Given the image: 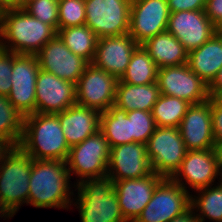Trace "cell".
Returning <instances> with one entry per match:
<instances>
[{
	"label": "cell",
	"instance_id": "cell-1",
	"mask_svg": "<svg viewBox=\"0 0 222 222\" xmlns=\"http://www.w3.org/2000/svg\"><path fill=\"white\" fill-rule=\"evenodd\" d=\"M71 176L66 161L32 159L27 205L35 208L71 209L74 200L71 188L76 186L70 183Z\"/></svg>",
	"mask_w": 222,
	"mask_h": 222
},
{
	"label": "cell",
	"instance_id": "cell-2",
	"mask_svg": "<svg viewBox=\"0 0 222 222\" xmlns=\"http://www.w3.org/2000/svg\"><path fill=\"white\" fill-rule=\"evenodd\" d=\"M57 32L23 8L0 11V47L17 54L36 55Z\"/></svg>",
	"mask_w": 222,
	"mask_h": 222
},
{
	"label": "cell",
	"instance_id": "cell-3",
	"mask_svg": "<svg viewBox=\"0 0 222 222\" xmlns=\"http://www.w3.org/2000/svg\"><path fill=\"white\" fill-rule=\"evenodd\" d=\"M18 146L35 160L66 161L70 150L57 114L51 113L25 116Z\"/></svg>",
	"mask_w": 222,
	"mask_h": 222
},
{
	"label": "cell",
	"instance_id": "cell-4",
	"mask_svg": "<svg viewBox=\"0 0 222 222\" xmlns=\"http://www.w3.org/2000/svg\"><path fill=\"white\" fill-rule=\"evenodd\" d=\"M115 181L108 176L85 179L75 186L77 197L74 196L71 206H75L81 222H127L120 210Z\"/></svg>",
	"mask_w": 222,
	"mask_h": 222
},
{
	"label": "cell",
	"instance_id": "cell-5",
	"mask_svg": "<svg viewBox=\"0 0 222 222\" xmlns=\"http://www.w3.org/2000/svg\"><path fill=\"white\" fill-rule=\"evenodd\" d=\"M31 171L32 158L19 146L0 148V201L13 216L28 204Z\"/></svg>",
	"mask_w": 222,
	"mask_h": 222
},
{
	"label": "cell",
	"instance_id": "cell-6",
	"mask_svg": "<svg viewBox=\"0 0 222 222\" xmlns=\"http://www.w3.org/2000/svg\"><path fill=\"white\" fill-rule=\"evenodd\" d=\"M110 150L109 142L100 130L71 147L66 165L70 175L79 177L74 184L85 179L107 176Z\"/></svg>",
	"mask_w": 222,
	"mask_h": 222
},
{
	"label": "cell",
	"instance_id": "cell-7",
	"mask_svg": "<svg viewBox=\"0 0 222 222\" xmlns=\"http://www.w3.org/2000/svg\"><path fill=\"white\" fill-rule=\"evenodd\" d=\"M132 0H85L87 25L98 38L129 34Z\"/></svg>",
	"mask_w": 222,
	"mask_h": 222
},
{
	"label": "cell",
	"instance_id": "cell-8",
	"mask_svg": "<svg viewBox=\"0 0 222 222\" xmlns=\"http://www.w3.org/2000/svg\"><path fill=\"white\" fill-rule=\"evenodd\" d=\"M146 145L153 172L166 178L180 167L187 152L176 127H156Z\"/></svg>",
	"mask_w": 222,
	"mask_h": 222
},
{
	"label": "cell",
	"instance_id": "cell-9",
	"mask_svg": "<svg viewBox=\"0 0 222 222\" xmlns=\"http://www.w3.org/2000/svg\"><path fill=\"white\" fill-rule=\"evenodd\" d=\"M170 178L188 192L214 185L216 178L222 180L216 148L187 151L180 167Z\"/></svg>",
	"mask_w": 222,
	"mask_h": 222
},
{
	"label": "cell",
	"instance_id": "cell-10",
	"mask_svg": "<svg viewBox=\"0 0 222 222\" xmlns=\"http://www.w3.org/2000/svg\"><path fill=\"white\" fill-rule=\"evenodd\" d=\"M190 193L171 178L164 177L155 187L152 199L134 222H169L190 207Z\"/></svg>",
	"mask_w": 222,
	"mask_h": 222
},
{
	"label": "cell",
	"instance_id": "cell-11",
	"mask_svg": "<svg viewBox=\"0 0 222 222\" xmlns=\"http://www.w3.org/2000/svg\"><path fill=\"white\" fill-rule=\"evenodd\" d=\"M39 70L40 65L36 55L14 53L12 88L8 100L24 117L35 113V89Z\"/></svg>",
	"mask_w": 222,
	"mask_h": 222
},
{
	"label": "cell",
	"instance_id": "cell-12",
	"mask_svg": "<svg viewBox=\"0 0 222 222\" xmlns=\"http://www.w3.org/2000/svg\"><path fill=\"white\" fill-rule=\"evenodd\" d=\"M117 81L115 76L88 63L76 83V104L100 113L107 111L114 105Z\"/></svg>",
	"mask_w": 222,
	"mask_h": 222
},
{
	"label": "cell",
	"instance_id": "cell-13",
	"mask_svg": "<svg viewBox=\"0 0 222 222\" xmlns=\"http://www.w3.org/2000/svg\"><path fill=\"white\" fill-rule=\"evenodd\" d=\"M157 83L160 94L178 97L191 104L210 99L206 84L187 63L158 69Z\"/></svg>",
	"mask_w": 222,
	"mask_h": 222
},
{
	"label": "cell",
	"instance_id": "cell-14",
	"mask_svg": "<svg viewBox=\"0 0 222 222\" xmlns=\"http://www.w3.org/2000/svg\"><path fill=\"white\" fill-rule=\"evenodd\" d=\"M169 16L167 0H132L129 35L141 45L167 31Z\"/></svg>",
	"mask_w": 222,
	"mask_h": 222
},
{
	"label": "cell",
	"instance_id": "cell-15",
	"mask_svg": "<svg viewBox=\"0 0 222 222\" xmlns=\"http://www.w3.org/2000/svg\"><path fill=\"white\" fill-rule=\"evenodd\" d=\"M40 69L76 84L88 62L75 55L56 34L36 54Z\"/></svg>",
	"mask_w": 222,
	"mask_h": 222
},
{
	"label": "cell",
	"instance_id": "cell-16",
	"mask_svg": "<svg viewBox=\"0 0 222 222\" xmlns=\"http://www.w3.org/2000/svg\"><path fill=\"white\" fill-rule=\"evenodd\" d=\"M167 32L172 34L189 53L207 42L216 32V26L205 10L170 13Z\"/></svg>",
	"mask_w": 222,
	"mask_h": 222
},
{
	"label": "cell",
	"instance_id": "cell-17",
	"mask_svg": "<svg viewBox=\"0 0 222 222\" xmlns=\"http://www.w3.org/2000/svg\"><path fill=\"white\" fill-rule=\"evenodd\" d=\"M153 173L147 145L131 142L111 147L107 176L114 181L143 178Z\"/></svg>",
	"mask_w": 222,
	"mask_h": 222
},
{
	"label": "cell",
	"instance_id": "cell-18",
	"mask_svg": "<svg viewBox=\"0 0 222 222\" xmlns=\"http://www.w3.org/2000/svg\"><path fill=\"white\" fill-rule=\"evenodd\" d=\"M35 90V113L56 114L76 104V84L41 69Z\"/></svg>",
	"mask_w": 222,
	"mask_h": 222
},
{
	"label": "cell",
	"instance_id": "cell-19",
	"mask_svg": "<svg viewBox=\"0 0 222 222\" xmlns=\"http://www.w3.org/2000/svg\"><path fill=\"white\" fill-rule=\"evenodd\" d=\"M164 177L151 173L143 178L115 181L114 191L121 213L127 222H134L152 199L154 189Z\"/></svg>",
	"mask_w": 222,
	"mask_h": 222
},
{
	"label": "cell",
	"instance_id": "cell-20",
	"mask_svg": "<svg viewBox=\"0 0 222 222\" xmlns=\"http://www.w3.org/2000/svg\"><path fill=\"white\" fill-rule=\"evenodd\" d=\"M178 129L187 151L216 148L212 129L211 97L203 103L192 104Z\"/></svg>",
	"mask_w": 222,
	"mask_h": 222
},
{
	"label": "cell",
	"instance_id": "cell-21",
	"mask_svg": "<svg viewBox=\"0 0 222 222\" xmlns=\"http://www.w3.org/2000/svg\"><path fill=\"white\" fill-rule=\"evenodd\" d=\"M138 46L129 34L98 38L92 63L120 79Z\"/></svg>",
	"mask_w": 222,
	"mask_h": 222
},
{
	"label": "cell",
	"instance_id": "cell-22",
	"mask_svg": "<svg viewBox=\"0 0 222 222\" xmlns=\"http://www.w3.org/2000/svg\"><path fill=\"white\" fill-rule=\"evenodd\" d=\"M69 148L83 142L100 129V112L75 104L56 113Z\"/></svg>",
	"mask_w": 222,
	"mask_h": 222
},
{
	"label": "cell",
	"instance_id": "cell-23",
	"mask_svg": "<svg viewBox=\"0 0 222 222\" xmlns=\"http://www.w3.org/2000/svg\"><path fill=\"white\" fill-rule=\"evenodd\" d=\"M187 64L209 85L222 67V33L216 32L199 48L190 51Z\"/></svg>",
	"mask_w": 222,
	"mask_h": 222
},
{
	"label": "cell",
	"instance_id": "cell-24",
	"mask_svg": "<svg viewBox=\"0 0 222 222\" xmlns=\"http://www.w3.org/2000/svg\"><path fill=\"white\" fill-rule=\"evenodd\" d=\"M141 46L158 68L188 63V52L184 46L167 31L148 39L141 44Z\"/></svg>",
	"mask_w": 222,
	"mask_h": 222
},
{
	"label": "cell",
	"instance_id": "cell-25",
	"mask_svg": "<svg viewBox=\"0 0 222 222\" xmlns=\"http://www.w3.org/2000/svg\"><path fill=\"white\" fill-rule=\"evenodd\" d=\"M160 96L158 83L133 85L121 82L116 85L114 105L122 110L152 111L154 104Z\"/></svg>",
	"mask_w": 222,
	"mask_h": 222
},
{
	"label": "cell",
	"instance_id": "cell-26",
	"mask_svg": "<svg viewBox=\"0 0 222 222\" xmlns=\"http://www.w3.org/2000/svg\"><path fill=\"white\" fill-rule=\"evenodd\" d=\"M109 142L110 147L133 142L131 136V120L127 112L115 105L100 114V129Z\"/></svg>",
	"mask_w": 222,
	"mask_h": 222
},
{
	"label": "cell",
	"instance_id": "cell-27",
	"mask_svg": "<svg viewBox=\"0 0 222 222\" xmlns=\"http://www.w3.org/2000/svg\"><path fill=\"white\" fill-rule=\"evenodd\" d=\"M206 188L197 190L193 195L191 193L190 206L195 212L200 222L206 219L213 222H222V180ZM206 218V219H205Z\"/></svg>",
	"mask_w": 222,
	"mask_h": 222
},
{
	"label": "cell",
	"instance_id": "cell-28",
	"mask_svg": "<svg viewBox=\"0 0 222 222\" xmlns=\"http://www.w3.org/2000/svg\"><path fill=\"white\" fill-rule=\"evenodd\" d=\"M57 35L75 55L92 63L98 37L87 25L58 29Z\"/></svg>",
	"mask_w": 222,
	"mask_h": 222
},
{
	"label": "cell",
	"instance_id": "cell-29",
	"mask_svg": "<svg viewBox=\"0 0 222 222\" xmlns=\"http://www.w3.org/2000/svg\"><path fill=\"white\" fill-rule=\"evenodd\" d=\"M158 66L141 45L133 52L126 72L119 79L133 85H145L157 82Z\"/></svg>",
	"mask_w": 222,
	"mask_h": 222
},
{
	"label": "cell",
	"instance_id": "cell-30",
	"mask_svg": "<svg viewBox=\"0 0 222 222\" xmlns=\"http://www.w3.org/2000/svg\"><path fill=\"white\" fill-rule=\"evenodd\" d=\"M24 116L8 100L0 95V146H18L23 133Z\"/></svg>",
	"mask_w": 222,
	"mask_h": 222
},
{
	"label": "cell",
	"instance_id": "cell-31",
	"mask_svg": "<svg viewBox=\"0 0 222 222\" xmlns=\"http://www.w3.org/2000/svg\"><path fill=\"white\" fill-rule=\"evenodd\" d=\"M191 105L184 99L160 94L151 111L156 127L178 128Z\"/></svg>",
	"mask_w": 222,
	"mask_h": 222
},
{
	"label": "cell",
	"instance_id": "cell-32",
	"mask_svg": "<svg viewBox=\"0 0 222 222\" xmlns=\"http://www.w3.org/2000/svg\"><path fill=\"white\" fill-rule=\"evenodd\" d=\"M85 0H59L58 29L85 25Z\"/></svg>",
	"mask_w": 222,
	"mask_h": 222
},
{
	"label": "cell",
	"instance_id": "cell-33",
	"mask_svg": "<svg viewBox=\"0 0 222 222\" xmlns=\"http://www.w3.org/2000/svg\"><path fill=\"white\" fill-rule=\"evenodd\" d=\"M127 117L131 120V136H133V142L147 144L149 137L156 129L151 111L138 109L128 111Z\"/></svg>",
	"mask_w": 222,
	"mask_h": 222
},
{
	"label": "cell",
	"instance_id": "cell-34",
	"mask_svg": "<svg viewBox=\"0 0 222 222\" xmlns=\"http://www.w3.org/2000/svg\"><path fill=\"white\" fill-rule=\"evenodd\" d=\"M58 6L59 0H32L23 9L32 17L50 25L57 32Z\"/></svg>",
	"mask_w": 222,
	"mask_h": 222
},
{
	"label": "cell",
	"instance_id": "cell-35",
	"mask_svg": "<svg viewBox=\"0 0 222 222\" xmlns=\"http://www.w3.org/2000/svg\"><path fill=\"white\" fill-rule=\"evenodd\" d=\"M13 59V52L0 47V95L8 96L12 88Z\"/></svg>",
	"mask_w": 222,
	"mask_h": 222
},
{
	"label": "cell",
	"instance_id": "cell-36",
	"mask_svg": "<svg viewBox=\"0 0 222 222\" xmlns=\"http://www.w3.org/2000/svg\"><path fill=\"white\" fill-rule=\"evenodd\" d=\"M207 0H167L170 13L205 10Z\"/></svg>",
	"mask_w": 222,
	"mask_h": 222
},
{
	"label": "cell",
	"instance_id": "cell-37",
	"mask_svg": "<svg viewBox=\"0 0 222 222\" xmlns=\"http://www.w3.org/2000/svg\"><path fill=\"white\" fill-rule=\"evenodd\" d=\"M212 129L216 148L222 146V107L211 98Z\"/></svg>",
	"mask_w": 222,
	"mask_h": 222
},
{
	"label": "cell",
	"instance_id": "cell-38",
	"mask_svg": "<svg viewBox=\"0 0 222 222\" xmlns=\"http://www.w3.org/2000/svg\"><path fill=\"white\" fill-rule=\"evenodd\" d=\"M205 13L211 22L217 26L222 21V0H207Z\"/></svg>",
	"mask_w": 222,
	"mask_h": 222
},
{
	"label": "cell",
	"instance_id": "cell-39",
	"mask_svg": "<svg viewBox=\"0 0 222 222\" xmlns=\"http://www.w3.org/2000/svg\"><path fill=\"white\" fill-rule=\"evenodd\" d=\"M169 222H200L191 206L182 214L174 217Z\"/></svg>",
	"mask_w": 222,
	"mask_h": 222
},
{
	"label": "cell",
	"instance_id": "cell-40",
	"mask_svg": "<svg viewBox=\"0 0 222 222\" xmlns=\"http://www.w3.org/2000/svg\"><path fill=\"white\" fill-rule=\"evenodd\" d=\"M222 90V67L218 71L216 77L208 85L209 96L212 97L217 91Z\"/></svg>",
	"mask_w": 222,
	"mask_h": 222
},
{
	"label": "cell",
	"instance_id": "cell-41",
	"mask_svg": "<svg viewBox=\"0 0 222 222\" xmlns=\"http://www.w3.org/2000/svg\"><path fill=\"white\" fill-rule=\"evenodd\" d=\"M7 8H19V0H0V11Z\"/></svg>",
	"mask_w": 222,
	"mask_h": 222
},
{
	"label": "cell",
	"instance_id": "cell-42",
	"mask_svg": "<svg viewBox=\"0 0 222 222\" xmlns=\"http://www.w3.org/2000/svg\"><path fill=\"white\" fill-rule=\"evenodd\" d=\"M3 220H6V218L9 220L10 218L14 217L9 211L6 210V208L2 205L0 201V218H3Z\"/></svg>",
	"mask_w": 222,
	"mask_h": 222
},
{
	"label": "cell",
	"instance_id": "cell-43",
	"mask_svg": "<svg viewBox=\"0 0 222 222\" xmlns=\"http://www.w3.org/2000/svg\"><path fill=\"white\" fill-rule=\"evenodd\" d=\"M211 98L222 107V90L217 91Z\"/></svg>",
	"mask_w": 222,
	"mask_h": 222
},
{
	"label": "cell",
	"instance_id": "cell-44",
	"mask_svg": "<svg viewBox=\"0 0 222 222\" xmlns=\"http://www.w3.org/2000/svg\"><path fill=\"white\" fill-rule=\"evenodd\" d=\"M217 153H218V159H219V170H220V174L222 177V146H218L216 148Z\"/></svg>",
	"mask_w": 222,
	"mask_h": 222
},
{
	"label": "cell",
	"instance_id": "cell-45",
	"mask_svg": "<svg viewBox=\"0 0 222 222\" xmlns=\"http://www.w3.org/2000/svg\"><path fill=\"white\" fill-rule=\"evenodd\" d=\"M30 1H32V0H19V8H23Z\"/></svg>",
	"mask_w": 222,
	"mask_h": 222
},
{
	"label": "cell",
	"instance_id": "cell-46",
	"mask_svg": "<svg viewBox=\"0 0 222 222\" xmlns=\"http://www.w3.org/2000/svg\"><path fill=\"white\" fill-rule=\"evenodd\" d=\"M216 28H217V32L222 33V21L216 26Z\"/></svg>",
	"mask_w": 222,
	"mask_h": 222
}]
</instances>
